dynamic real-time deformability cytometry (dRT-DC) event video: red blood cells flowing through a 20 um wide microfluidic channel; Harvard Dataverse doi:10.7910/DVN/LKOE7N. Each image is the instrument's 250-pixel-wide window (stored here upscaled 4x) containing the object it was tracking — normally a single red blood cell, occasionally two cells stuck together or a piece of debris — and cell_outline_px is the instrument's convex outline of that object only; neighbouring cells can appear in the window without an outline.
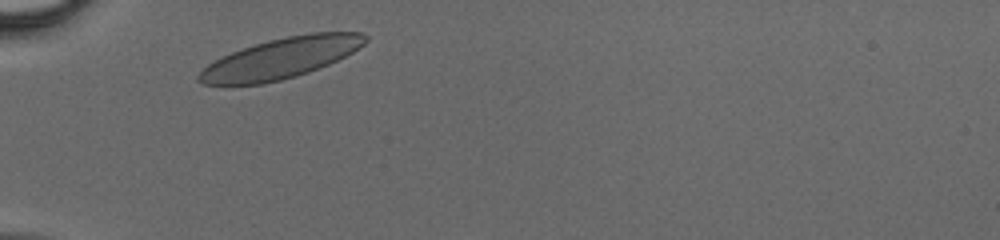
{"species": "human", "species_latin": "Homo sapiens", "temperature_condition": "cold", "stored_images_in_passage": 26, "camera_frame_rate_fps": 3000, "um_per_image_px": 0.085, "donor": {"sex": "male"}, "frame": {"image": 1, "passage_image": 2, "time_ms": 0.333, "image_size_px": [1000, 240], "cell_outline_px": [[368, 40], [364, 44], [352, 52], [328, 64], [308, 72], [296, 76], [280, 80], [260, 84], [204, 84], [196, 80], [196, 76], [208, 64], [232, 52], [268, 40], [288, 36], [312, 32], [360, 32], [368, 36]], "centroid_in_image_um": [23.89, 4.94], "position_along_channel_um": 61.1, "area_um2": 38.73}}
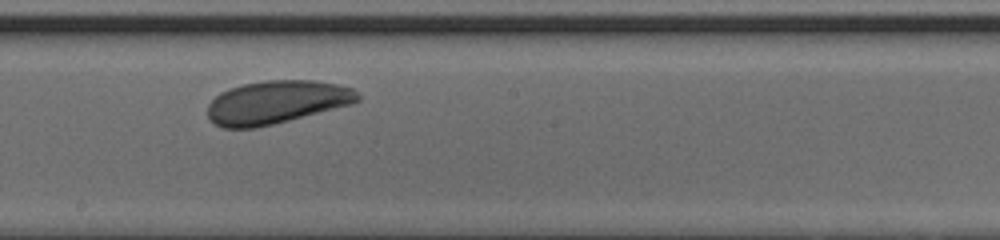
{"frame": {"image": 2, "passage_image": 14, "time_ms": 4.333, "image_size_px": [1000, 240], "cell_outline_px": [[360, 100], [352, 104], [256, 128], [224, 128], [208, 120], [208, 104], [220, 92], [228, 88], [244, 84], [268, 80], [312, 80], [336, 84], [352, 88], [360, 96]], "centroid_in_image_um": [23.48, 8.68], "position_along_channel_um": 224.7, "area_um2": 37.51}}
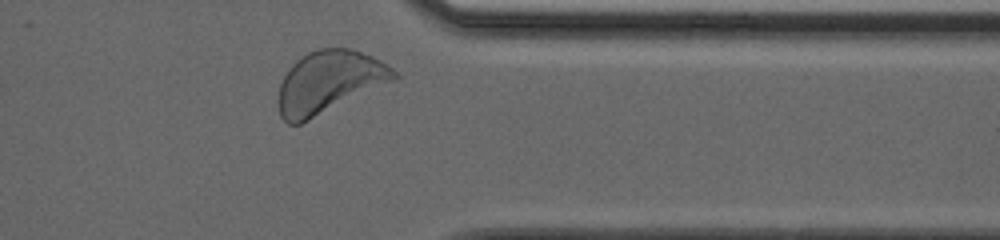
{"frame": {"image": 3, "passage_image": 25, "time_ms": 8.0, "image_size_px": [1000, 240], "cell_outline_px": [[400, 76], [396, 80], [300, 124], [288, 124], [280, 116], [276, 100], [280, 84], [288, 68], [296, 60], [308, 52], [320, 48], [352, 48], [372, 56], [380, 60], [392, 68]], "centroid_in_image_um": [27.96, 6.98], "position_along_channel_um": 383.4, "area_um2": 42.19}}